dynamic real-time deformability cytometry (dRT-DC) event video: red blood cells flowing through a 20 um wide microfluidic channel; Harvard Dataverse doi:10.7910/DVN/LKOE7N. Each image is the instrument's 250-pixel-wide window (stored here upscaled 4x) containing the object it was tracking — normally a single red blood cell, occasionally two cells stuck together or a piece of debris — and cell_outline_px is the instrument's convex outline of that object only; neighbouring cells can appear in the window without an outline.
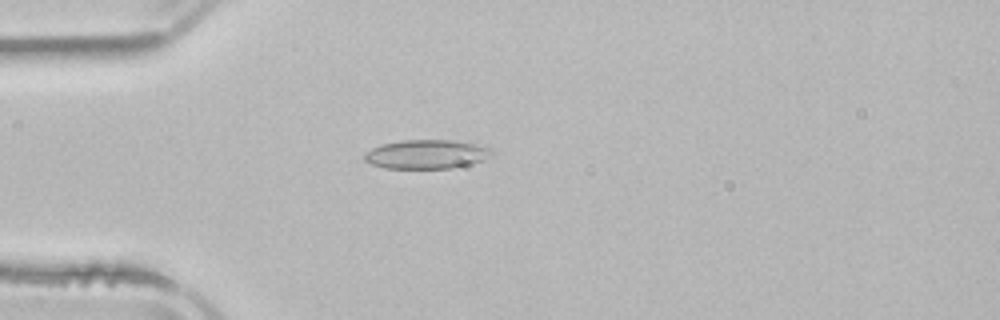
{"species": "common noctule bat (a hibernating species)", "species_latin": "Nyctalus noctula", "temperature_condition": "room temperature", "stored_images_in_passage": 4, "camera_frame_rate_fps": 3000, "um_per_image_px": 0.085, "animal": {"sex": "male", "body_mass_g": 21.5, "forearm_length_mm": 52.0}, "frame": {"image": 1, "passage_image": 3, "time_ms": 2.667, "image_size_px": [1000, 320], "cell_outline_px": [[496, 152], [484, 160], [452, 168], [384, 168], [372, 164], [364, 160], [364, 152], [380, 144], [400, 140], [456, 140], [496, 148]], "centroid_in_image_um": [36.29, 13.09], "position_along_channel_um": 48.7, "area_um2": 21.85}}